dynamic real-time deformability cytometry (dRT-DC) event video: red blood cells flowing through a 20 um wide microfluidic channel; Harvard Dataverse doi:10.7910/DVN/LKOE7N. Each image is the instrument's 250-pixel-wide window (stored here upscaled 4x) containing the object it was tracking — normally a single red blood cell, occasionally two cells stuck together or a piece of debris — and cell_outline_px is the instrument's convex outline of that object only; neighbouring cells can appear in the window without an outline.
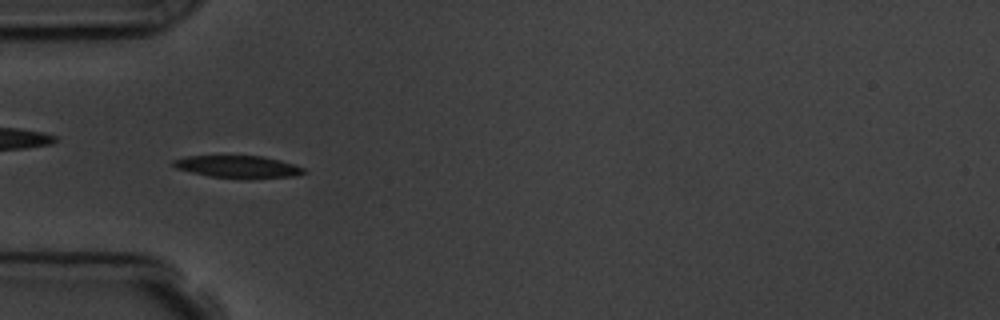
{"species": "common noctule bat (a hibernating species)", "species_latin": "Nyctalus noctula", "temperature_condition": "room temperature", "stored_images_in_passage": 8, "camera_frame_rate_fps": 3000, "um_per_image_px": 0.085, "animal": {"sex": "male", "body_mass_g": 19.5, "forearm_length_mm": 54.6}, "frame": {"image": 1, "passage_image": 3, "time_ms": 2.0, "image_size_px": [1000, 320], "cell_outline_px": [[308, 172], [296, 176], [252, 180], [244, 180], [208, 176], [176, 168], [172, 164], [172, 160], [188, 156], [264, 156], [280, 160], [304, 168]], "centroid_in_image_um": [20.29, 14.2], "position_along_channel_um": 64.7, "area_um2": 17.4}}
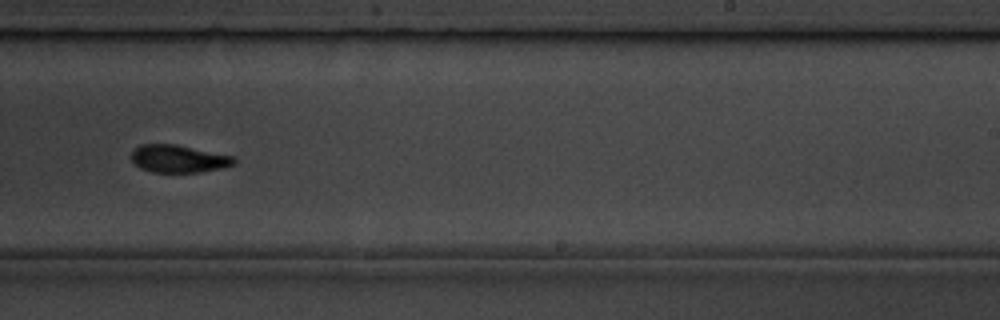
{"frame": {"image": 2, "passage_image": 8, "time_ms": 7.667, "image_size_px": [1000, 320], "cell_outline_px": [[236, 164], [224, 168], [200, 172], [152, 172], [140, 168], [128, 156], [140, 144], [176, 144], [236, 156]], "centroid_in_image_um": [15.22, 13.49], "position_along_channel_um": 273.8, "area_um2": 16.82}}